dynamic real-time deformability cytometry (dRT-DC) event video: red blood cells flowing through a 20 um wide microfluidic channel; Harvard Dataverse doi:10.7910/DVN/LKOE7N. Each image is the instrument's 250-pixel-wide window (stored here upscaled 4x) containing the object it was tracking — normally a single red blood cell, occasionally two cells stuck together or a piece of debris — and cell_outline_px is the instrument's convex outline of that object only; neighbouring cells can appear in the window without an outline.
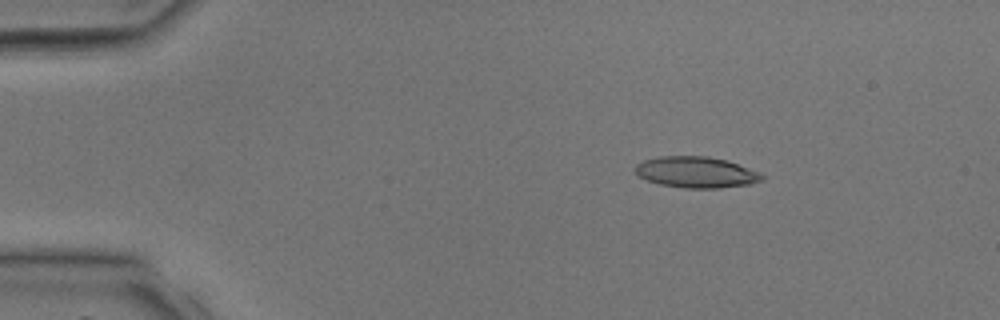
{"species": "common noctule bat (a hibernating species)", "species_latin": "Nyctalus noctula", "temperature_condition": "room temperature", "stored_images_in_passage": 40, "camera_frame_rate_fps": 3000, "um_per_image_px": 0.085, "animal": {"sex": "male", "body_mass_g": 17.9, "forearm_length_mm": 54.2}, "frame": {"image": 1, "passage_image": 7, "time_ms": 2.0, "image_size_px": [1000, 320], "cell_outline_px": [[764, 180], [748, 184], [720, 188], [684, 188], [660, 184], [648, 180], [640, 176], [632, 168], [636, 164], [644, 160], [660, 156], [708, 156], [724, 160], [760, 172], [764, 176]], "centroid_in_image_um": [59.16, 14.64], "position_along_channel_um": 25.8, "area_um2": 22.83}}
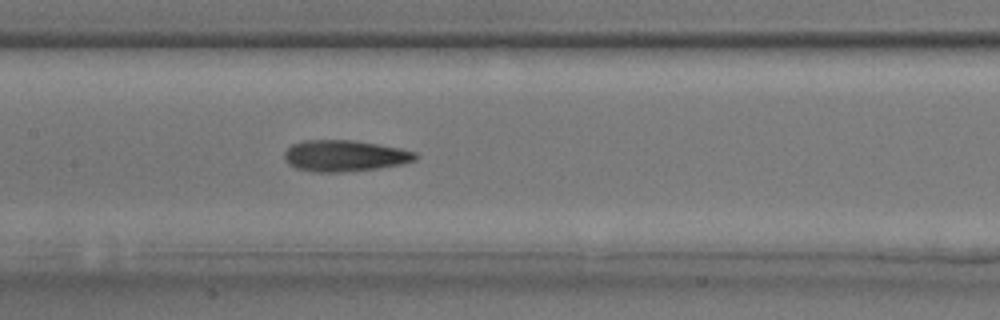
{"frame": {"image": 2, "passage_image": 20, "time_ms": 6.333, "image_size_px": [1000, 320], "cell_outline_px": [[420, 156], [416, 160], [400, 164], [376, 168], [340, 172], [316, 172], [296, 168], [288, 164], [284, 160], [284, 152], [292, 144], [304, 140], [352, 140], [400, 148], [416, 152]], "centroid_in_image_um": [29.28, 13.24], "position_along_channel_um": 178.1, "area_um2": 23.81}}
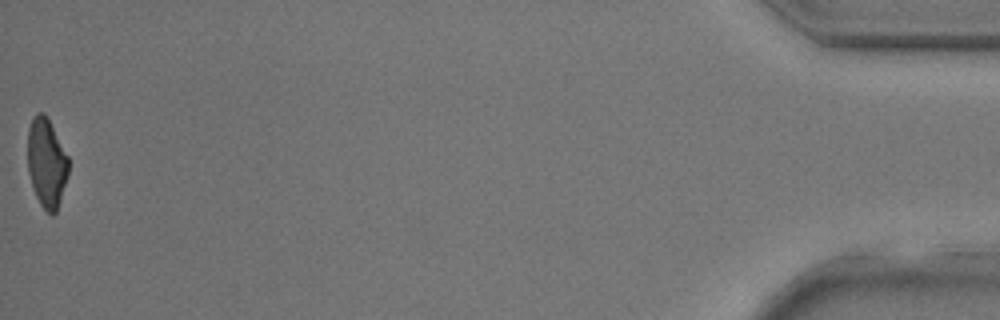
{"frame": {"image": 3, "passage_image": 40, "time_ms": 13.0, "image_size_px": [1000, 320], "cell_outline_px": [[68, 172], [60, 200], [56, 212], [52, 216], [40, 204], [36, 196], [28, 172], [28, 128], [36, 112], [44, 112], [68, 156]], "centroid_in_image_um": [3.95, 13.84], "position_along_channel_um": 431.3, "area_um2": 20.87}}